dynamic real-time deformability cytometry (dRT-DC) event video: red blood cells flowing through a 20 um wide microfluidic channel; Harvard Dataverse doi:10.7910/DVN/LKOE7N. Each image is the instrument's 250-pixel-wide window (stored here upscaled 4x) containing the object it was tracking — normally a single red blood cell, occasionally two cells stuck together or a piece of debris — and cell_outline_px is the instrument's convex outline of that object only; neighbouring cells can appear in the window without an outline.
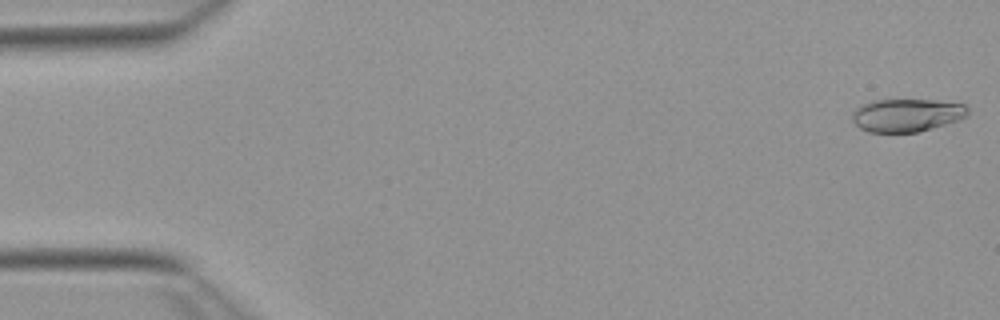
{"species": "Egyptian fruit bat (a non-hibernating species)", "species_latin": "Rousettus aegyptiacus", "temperature_condition": "warm", "stored_images_in_passage": 52, "camera_frame_rate_fps": 3000, "um_per_image_px": 0.085, "animal": {"sex": "female"}, "frame": {"image": 1, "passage_image": 1, "time_ms": 0.0, "image_size_px": [1000, 320], "cell_outline_px": [[968, 116], [960, 120], [932, 128], [916, 132], [868, 132], [860, 128], [852, 120], [852, 112], [860, 104], [872, 100], [932, 100], [964, 104], [968, 108]], "centroid_in_image_um": [77.06, 9.79], "position_along_channel_um": 7.9, "area_um2": 22.31}}
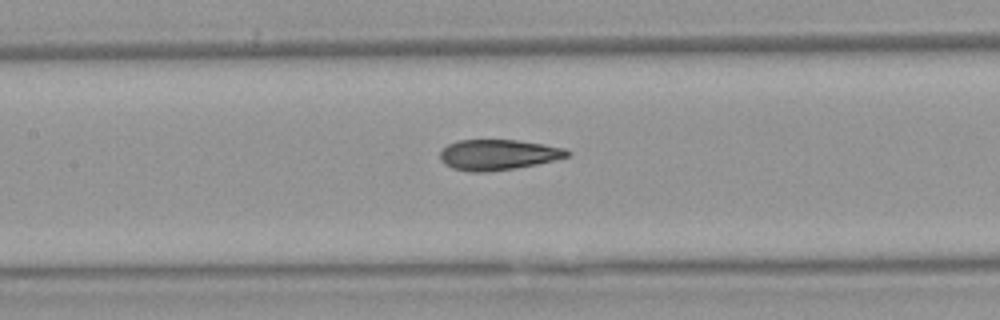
{"frame": {"image": 2, "passage_image": 24, "time_ms": 7.667, "image_size_px": [1000, 320], "cell_outline_px": [[572, 152], [568, 156], [536, 164], [512, 168], [484, 172], [472, 172], [452, 168], [444, 164], [440, 160], [440, 152], [448, 144], [456, 140], [520, 140], [568, 148]], "centroid_in_image_um": [42.34, 13.14], "position_along_channel_um": 165.1, "area_um2": 22.6}}
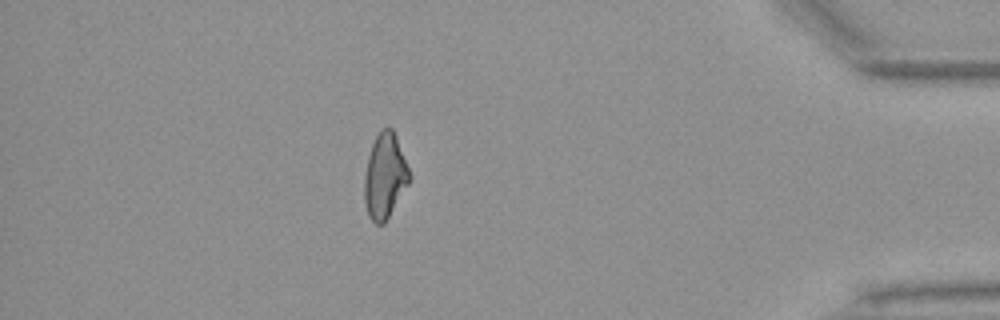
{"frame": {"image": 3, "passage_image": 46, "time_ms": 15.0, "image_size_px": [1000, 320], "cell_outline_px": [[412, 180], [384, 224], [376, 224], [368, 216], [364, 200], [364, 176], [368, 156], [372, 144], [380, 128], [392, 128], [396, 136], [412, 176]], "centroid_in_image_um": [32.73, 14.98], "position_along_channel_um": 402.5, "area_um2": 22.6}, "authors_computed_cell_mechanics": {"area_um2": 22.831, "velocity_mm_per_s": 3.8701, "shape_relaxation_time_tau1_ms": null, "shape_relaxation_time_tau2_ms": 2.2893, "deformation_change_tau1": null, "deformation_change_tau2": 0.0975}}